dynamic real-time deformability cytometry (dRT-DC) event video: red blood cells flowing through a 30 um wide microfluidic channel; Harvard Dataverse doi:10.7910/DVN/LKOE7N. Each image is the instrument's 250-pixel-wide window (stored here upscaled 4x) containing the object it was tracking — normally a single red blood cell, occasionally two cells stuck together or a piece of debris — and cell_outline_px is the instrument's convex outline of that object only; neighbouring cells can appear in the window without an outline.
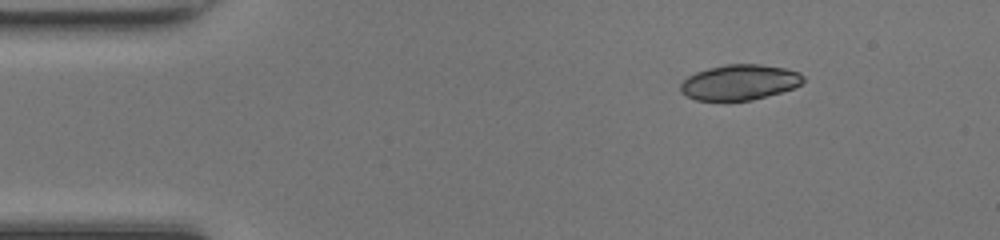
{"species": "common noctule bat (a hibernating species)", "species_latin": "Nyctalus noctula", "temperature_condition": "room temperature", "stored_images_in_passage": 43, "camera_frame_rate_fps": 3000, "um_per_image_px": 0.085, "animal": {"sex": "female", "body_mass_g": 17.0, "forearm_length_mm": 48.0}, "frame": {"image": 1, "passage_image": 1, "time_ms": 0.0, "image_size_px": [1000, 240], "cell_outline_px": [[804, 80], [796, 88], [752, 100], [696, 100], [680, 92], [680, 84], [688, 76], [696, 72], [708, 68], [724, 64], [760, 64], [784, 68], [800, 72], [804, 76]], "centroid_in_image_um": [62.88, 6.99], "position_along_channel_um": 22.1, "area_um2": 25.37}}
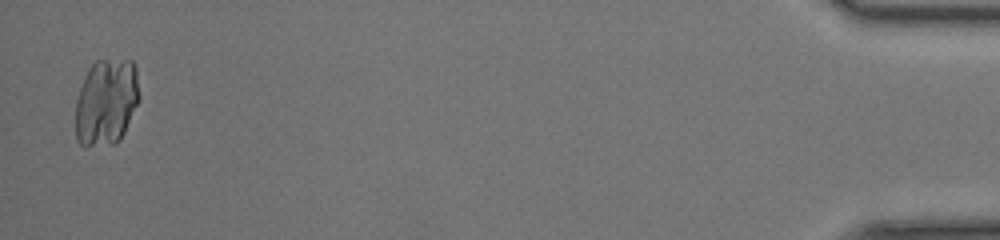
{"frame": {"image": 2, "passage_image": 42, "time_ms": 13.667, "image_size_px": [1000, 240], "cell_outline_px": [[140, 96], [124, 132], [120, 140], [116, 144], [80, 144], [76, 140], [76, 100], [84, 76], [88, 68], [96, 60], [132, 60], [136, 68]], "centroid_in_image_um": [9.03, 8.64], "position_along_channel_um": 426.2, "area_um2": 32.08}}